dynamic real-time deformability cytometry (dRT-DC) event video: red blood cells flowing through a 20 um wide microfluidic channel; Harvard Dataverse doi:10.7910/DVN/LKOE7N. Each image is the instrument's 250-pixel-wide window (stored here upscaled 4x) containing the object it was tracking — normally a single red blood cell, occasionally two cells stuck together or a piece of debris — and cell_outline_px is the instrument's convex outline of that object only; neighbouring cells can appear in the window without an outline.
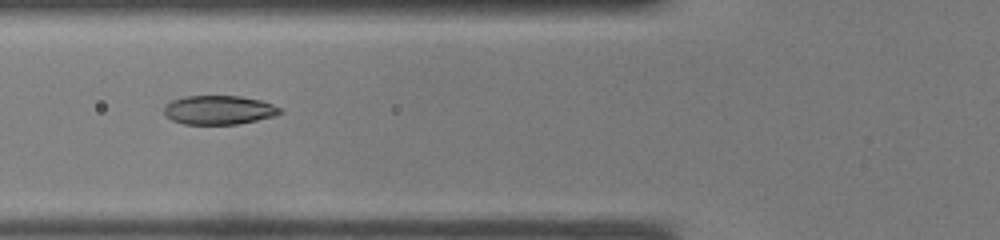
{"species": "common noctule bat (a hibernating species)", "species_latin": "Nyctalus noctula", "temperature_condition": "warm", "stored_images_in_passage": 27, "camera_frame_rate_fps": 3000, "um_per_image_px": 0.085, "animal": {"sex": "male", "body_mass_g": 19.0, "forearm_length_mm": 50.8}, "frame": {"image": 1, "passage_image": 4, "time_ms": 1.0, "image_size_px": [1000, 240], "cell_outline_px": [[284, 112], [276, 116], [236, 124], [184, 124], [172, 120], [164, 116], [164, 104], [172, 100], [184, 96], [240, 96], [260, 100], [272, 104], [280, 108]], "centroid_in_image_um": [18.58, 9.35], "position_along_channel_um": 107.2, "area_um2": 19.71}}
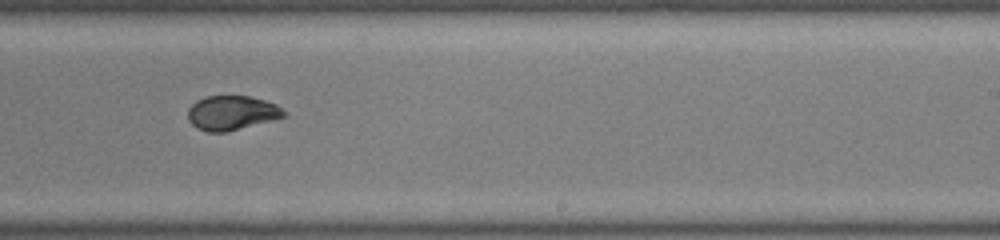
{"frame": {"image": 2, "passage_image": 13, "time_ms": 4.0, "image_size_px": [1000, 240], "cell_outline_px": [[284, 116], [276, 120], [224, 132], [208, 132], [196, 128], [188, 120], [188, 108], [196, 100], [204, 96], [252, 96], [276, 104], [284, 112]], "centroid_in_image_um": [19.67, 9.59], "position_along_channel_um": 269.3, "area_um2": 19.31}}
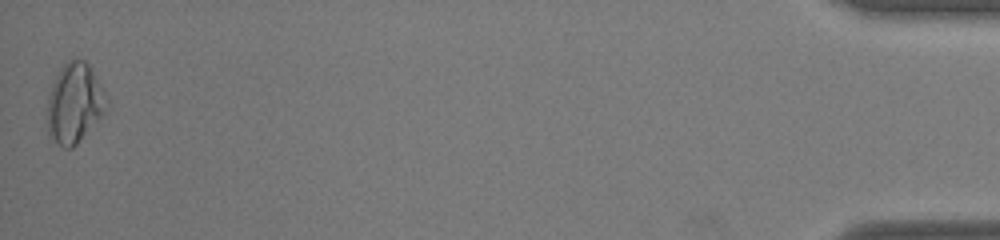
{"frame": {"image": 3, "passage_image": 27, "time_ms": 8.667, "image_size_px": [1000, 240], "cell_outline_px": [[108, 104], [100, 116], [76, 144], [72, 148], [64, 148], [48, 136], [48, 96], [52, 84], [60, 68], [68, 60], [84, 60], [92, 68], [108, 100]], "centroid_in_image_um": [6.31, 8.75], "position_along_channel_um": 428.9, "area_um2": 27.05}}